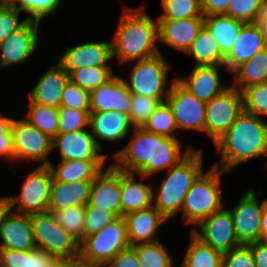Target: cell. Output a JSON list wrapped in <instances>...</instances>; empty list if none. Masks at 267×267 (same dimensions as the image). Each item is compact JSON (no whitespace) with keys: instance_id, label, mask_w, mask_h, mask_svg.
<instances>
[{"instance_id":"44dd1931","label":"cell","mask_w":267,"mask_h":267,"mask_svg":"<svg viewBox=\"0 0 267 267\" xmlns=\"http://www.w3.org/2000/svg\"><path fill=\"white\" fill-rule=\"evenodd\" d=\"M90 112L120 111L129 114L131 92L124 79L114 75L103 85L90 92Z\"/></svg>"},{"instance_id":"52a82bcc","label":"cell","mask_w":267,"mask_h":267,"mask_svg":"<svg viewBox=\"0 0 267 267\" xmlns=\"http://www.w3.org/2000/svg\"><path fill=\"white\" fill-rule=\"evenodd\" d=\"M36 248L55 257H69L79 253V242L56 220L53 212L30 214Z\"/></svg>"},{"instance_id":"60d3db41","label":"cell","mask_w":267,"mask_h":267,"mask_svg":"<svg viewBox=\"0 0 267 267\" xmlns=\"http://www.w3.org/2000/svg\"><path fill=\"white\" fill-rule=\"evenodd\" d=\"M242 93L245 112L267 116V82L249 86Z\"/></svg>"},{"instance_id":"c3c4849f","label":"cell","mask_w":267,"mask_h":267,"mask_svg":"<svg viewBox=\"0 0 267 267\" xmlns=\"http://www.w3.org/2000/svg\"><path fill=\"white\" fill-rule=\"evenodd\" d=\"M222 267H256L249 245H240L223 254Z\"/></svg>"},{"instance_id":"7402d4cb","label":"cell","mask_w":267,"mask_h":267,"mask_svg":"<svg viewBox=\"0 0 267 267\" xmlns=\"http://www.w3.org/2000/svg\"><path fill=\"white\" fill-rule=\"evenodd\" d=\"M135 128L130 115L120 111L90 112L89 129L102 149L100 141H117L127 137L129 130Z\"/></svg>"},{"instance_id":"2e32d148","label":"cell","mask_w":267,"mask_h":267,"mask_svg":"<svg viewBox=\"0 0 267 267\" xmlns=\"http://www.w3.org/2000/svg\"><path fill=\"white\" fill-rule=\"evenodd\" d=\"M39 23L28 20L0 44V67L22 63L35 53L38 47Z\"/></svg>"},{"instance_id":"d6a6232c","label":"cell","mask_w":267,"mask_h":267,"mask_svg":"<svg viewBox=\"0 0 267 267\" xmlns=\"http://www.w3.org/2000/svg\"><path fill=\"white\" fill-rule=\"evenodd\" d=\"M223 254L191 233L181 267H222Z\"/></svg>"},{"instance_id":"bcb514c9","label":"cell","mask_w":267,"mask_h":267,"mask_svg":"<svg viewBox=\"0 0 267 267\" xmlns=\"http://www.w3.org/2000/svg\"><path fill=\"white\" fill-rule=\"evenodd\" d=\"M117 218L118 216L114 212L98 207H86L84 237L101 231Z\"/></svg>"},{"instance_id":"484cf974","label":"cell","mask_w":267,"mask_h":267,"mask_svg":"<svg viewBox=\"0 0 267 267\" xmlns=\"http://www.w3.org/2000/svg\"><path fill=\"white\" fill-rule=\"evenodd\" d=\"M69 74L57 62L56 65L46 71L32 89L29 95L30 101L43 106L59 108L61 96Z\"/></svg>"},{"instance_id":"277c9868","label":"cell","mask_w":267,"mask_h":267,"mask_svg":"<svg viewBox=\"0 0 267 267\" xmlns=\"http://www.w3.org/2000/svg\"><path fill=\"white\" fill-rule=\"evenodd\" d=\"M203 150L193 148L178 164L168 170L161 181L153 206L167 219L180 213L185 195L195 180L203 173Z\"/></svg>"},{"instance_id":"cb8c5ba5","label":"cell","mask_w":267,"mask_h":267,"mask_svg":"<svg viewBox=\"0 0 267 267\" xmlns=\"http://www.w3.org/2000/svg\"><path fill=\"white\" fill-rule=\"evenodd\" d=\"M267 47L256 23H245L232 49L224 58V67L233 72L238 66L249 61L260 50Z\"/></svg>"},{"instance_id":"ee69618b","label":"cell","mask_w":267,"mask_h":267,"mask_svg":"<svg viewBox=\"0 0 267 267\" xmlns=\"http://www.w3.org/2000/svg\"><path fill=\"white\" fill-rule=\"evenodd\" d=\"M261 3L262 0H231L225 15L244 23H255Z\"/></svg>"},{"instance_id":"d6986e66","label":"cell","mask_w":267,"mask_h":267,"mask_svg":"<svg viewBox=\"0 0 267 267\" xmlns=\"http://www.w3.org/2000/svg\"><path fill=\"white\" fill-rule=\"evenodd\" d=\"M59 148L61 160H106L91 130L58 133L53 138V149Z\"/></svg>"},{"instance_id":"30bf717a","label":"cell","mask_w":267,"mask_h":267,"mask_svg":"<svg viewBox=\"0 0 267 267\" xmlns=\"http://www.w3.org/2000/svg\"><path fill=\"white\" fill-rule=\"evenodd\" d=\"M243 110V93L230 86L206 102L204 133L215 143L227 132Z\"/></svg>"},{"instance_id":"4316f807","label":"cell","mask_w":267,"mask_h":267,"mask_svg":"<svg viewBox=\"0 0 267 267\" xmlns=\"http://www.w3.org/2000/svg\"><path fill=\"white\" fill-rule=\"evenodd\" d=\"M92 181L62 182L52 179L48 211L55 212L64 208L87 205Z\"/></svg>"},{"instance_id":"603a6c76","label":"cell","mask_w":267,"mask_h":267,"mask_svg":"<svg viewBox=\"0 0 267 267\" xmlns=\"http://www.w3.org/2000/svg\"><path fill=\"white\" fill-rule=\"evenodd\" d=\"M221 65L196 66L192 69L188 78L176 77V79L194 96L204 102L220 95L229 87L221 81L219 68Z\"/></svg>"},{"instance_id":"74e56055","label":"cell","mask_w":267,"mask_h":267,"mask_svg":"<svg viewBox=\"0 0 267 267\" xmlns=\"http://www.w3.org/2000/svg\"><path fill=\"white\" fill-rule=\"evenodd\" d=\"M86 205L72 206L53 212L58 223L79 243L84 238Z\"/></svg>"},{"instance_id":"e0dca14e","label":"cell","mask_w":267,"mask_h":267,"mask_svg":"<svg viewBox=\"0 0 267 267\" xmlns=\"http://www.w3.org/2000/svg\"><path fill=\"white\" fill-rule=\"evenodd\" d=\"M0 248L28 251L36 248L29 214L6 207L0 215Z\"/></svg>"},{"instance_id":"6125c7cd","label":"cell","mask_w":267,"mask_h":267,"mask_svg":"<svg viewBox=\"0 0 267 267\" xmlns=\"http://www.w3.org/2000/svg\"><path fill=\"white\" fill-rule=\"evenodd\" d=\"M7 207V202L5 196L0 197V215L3 210Z\"/></svg>"},{"instance_id":"7bdbcfd3","label":"cell","mask_w":267,"mask_h":267,"mask_svg":"<svg viewBox=\"0 0 267 267\" xmlns=\"http://www.w3.org/2000/svg\"><path fill=\"white\" fill-rule=\"evenodd\" d=\"M161 101L157 99L131 94L129 115L135 127H142Z\"/></svg>"},{"instance_id":"f5cc1de1","label":"cell","mask_w":267,"mask_h":267,"mask_svg":"<svg viewBox=\"0 0 267 267\" xmlns=\"http://www.w3.org/2000/svg\"><path fill=\"white\" fill-rule=\"evenodd\" d=\"M98 264L83 256L80 252L69 257H56L53 267H97Z\"/></svg>"},{"instance_id":"ab89813d","label":"cell","mask_w":267,"mask_h":267,"mask_svg":"<svg viewBox=\"0 0 267 267\" xmlns=\"http://www.w3.org/2000/svg\"><path fill=\"white\" fill-rule=\"evenodd\" d=\"M20 12L28 15V20H42L44 17L55 13L61 0H11L9 2Z\"/></svg>"},{"instance_id":"816d5d0a","label":"cell","mask_w":267,"mask_h":267,"mask_svg":"<svg viewBox=\"0 0 267 267\" xmlns=\"http://www.w3.org/2000/svg\"><path fill=\"white\" fill-rule=\"evenodd\" d=\"M108 264L110 267H141L136 251L131 246L120 251Z\"/></svg>"},{"instance_id":"8d00e7d4","label":"cell","mask_w":267,"mask_h":267,"mask_svg":"<svg viewBox=\"0 0 267 267\" xmlns=\"http://www.w3.org/2000/svg\"><path fill=\"white\" fill-rule=\"evenodd\" d=\"M114 76L112 67H83L69 73V80L91 92Z\"/></svg>"},{"instance_id":"7c38bea8","label":"cell","mask_w":267,"mask_h":267,"mask_svg":"<svg viewBox=\"0 0 267 267\" xmlns=\"http://www.w3.org/2000/svg\"><path fill=\"white\" fill-rule=\"evenodd\" d=\"M166 102L171 108L179 130L204 132L206 102L194 96L176 77L171 80Z\"/></svg>"},{"instance_id":"f546056e","label":"cell","mask_w":267,"mask_h":267,"mask_svg":"<svg viewBox=\"0 0 267 267\" xmlns=\"http://www.w3.org/2000/svg\"><path fill=\"white\" fill-rule=\"evenodd\" d=\"M244 24V22L226 15L204 16V25L215 38L224 56L232 49Z\"/></svg>"},{"instance_id":"ba28073f","label":"cell","mask_w":267,"mask_h":267,"mask_svg":"<svg viewBox=\"0 0 267 267\" xmlns=\"http://www.w3.org/2000/svg\"><path fill=\"white\" fill-rule=\"evenodd\" d=\"M130 247L123 216L101 231L88 235L79 243V252L97 264H108L120 251Z\"/></svg>"},{"instance_id":"f907efd6","label":"cell","mask_w":267,"mask_h":267,"mask_svg":"<svg viewBox=\"0 0 267 267\" xmlns=\"http://www.w3.org/2000/svg\"><path fill=\"white\" fill-rule=\"evenodd\" d=\"M56 257L42 249L27 251L26 267H53Z\"/></svg>"},{"instance_id":"9f6ffc18","label":"cell","mask_w":267,"mask_h":267,"mask_svg":"<svg viewBox=\"0 0 267 267\" xmlns=\"http://www.w3.org/2000/svg\"><path fill=\"white\" fill-rule=\"evenodd\" d=\"M9 159L8 161L15 162V154L12 146V133H1L0 136V157Z\"/></svg>"},{"instance_id":"11a10c76","label":"cell","mask_w":267,"mask_h":267,"mask_svg":"<svg viewBox=\"0 0 267 267\" xmlns=\"http://www.w3.org/2000/svg\"><path fill=\"white\" fill-rule=\"evenodd\" d=\"M251 248L256 267H267V242L257 241L248 244Z\"/></svg>"},{"instance_id":"3957f363","label":"cell","mask_w":267,"mask_h":267,"mask_svg":"<svg viewBox=\"0 0 267 267\" xmlns=\"http://www.w3.org/2000/svg\"><path fill=\"white\" fill-rule=\"evenodd\" d=\"M112 41V57L119 62L144 60L158 55V19L143 8L125 7Z\"/></svg>"},{"instance_id":"b9f144b4","label":"cell","mask_w":267,"mask_h":267,"mask_svg":"<svg viewBox=\"0 0 267 267\" xmlns=\"http://www.w3.org/2000/svg\"><path fill=\"white\" fill-rule=\"evenodd\" d=\"M90 110L59 107L58 133H67L89 128Z\"/></svg>"},{"instance_id":"e575fe53","label":"cell","mask_w":267,"mask_h":267,"mask_svg":"<svg viewBox=\"0 0 267 267\" xmlns=\"http://www.w3.org/2000/svg\"><path fill=\"white\" fill-rule=\"evenodd\" d=\"M131 247L136 251L141 267H173V259L160 241L139 243Z\"/></svg>"},{"instance_id":"ffe728a7","label":"cell","mask_w":267,"mask_h":267,"mask_svg":"<svg viewBox=\"0 0 267 267\" xmlns=\"http://www.w3.org/2000/svg\"><path fill=\"white\" fill-rule=\"evenodd\" d=\"M204 25V16L182 19H158L159 41L186 53Z\"/></svg>"},{"instance_id":"4fadbf2b","label":"cell","mask_w":267,"mask_h":267,"mask_svg":"<svg viewBox=\"0 0 267 267\" xmlns=\"http://www.w3.org/2000/svg\"><path fill=\"white\" fill-rule=\"evenodd\" d=\"M192 233L214 250L224 254L242 245L236 236L232 215L227 208H222L203 219Z\"/></svg>"},{"instance_id":"f6af8a7d","label":"cell","mask_w":267,"mask_h":267,"mask_svg":"<svg viewBox=\"0 0 267 267\" xmlns=\"http://www.w3.org/2000/svg\"><path fill=\"white\" fill-rule=\"evenodd\" d=\"M90 92L70 80L61 96L60 107L76 110H90Z\"/></svg>"},{"instance_id":"8fae6325","label":"cell","mask_w":267,"mask_h":267,"mask_svg":"<svg viewBox=\"0 0 267 267\" xmlns=\"http://www.w3.org/2000/svg\"><path fill=\"white\" fill-rule=\"evenodd\" d=\"M12 146L15 154V161L22 159L32 161H43L39 166H49L48 159L53 151V139L32 126L24 118L12 122Z\"/></svg>"},{"instance_id":"f1b7e54d","label":"cell","mask_w":267,"mask_h":267,"mask_svg":"<svg viewBox=\"0 0 267 267\" xmlns=\"http://www.w3.org/2000/svg\"><path fill=\"white\" fill-rule=\"evenodd\" d=\"M106 160H61L57 168L49 164L52 176L57 181H93L104 169Z\"/></svg>"},{"instance_id":"f35d334b","label":"cell","mask_w":267,"mask_h":267,"mask_svg":"<svg viewBox=\"0 0 267 267\" xmlns=\"http://www.w3.org/2000/svg\"><path fill=\"white\" fill-rule=\"evenodd\" d=\"M163 14L157 19H182L204 16L201 0H161Z\"/></svg>"},{"instance_id":"1f68e13d","label":"cell","mask_w":267,"mask_h":267,"mask_svg":"<svg viewBox=\"0 0 267 267\" xmlns=\"http://www.w3.org/2000/svg\"><path fill=\"white\" fill-rule=\"evenodd\" d=\"M196 60V66L221 65L224 67L225 56L208 28L203 25L191 47L186 52Z\"/></svg>"},{"instance_id":"db71d44e","label":"cell","mask_w":267,"mask_h":267,"mask_svg":"<svg viewBox=\"0 0 267 267\" xmlns=\"http://www.w3.org/2000/svg\"><path fill=\"white\" fill-rule=\"evenodd\" d=\"M231 0H201L204 16L225 15Z\"/></svg>"},{"instance_id":"681fc988","label":"cell","mask_w":267,"mask_h":267,"mask_svg":"<svg viewBox=\"0 0 267 267\" xmlns=\"http://www.w3.org/2000/svg\"><path fill=\"white\" fill-rule=\"evenodd\" d=\"M27 251L0 248L1 267H26Z\"/></svg>"},{"instance_id":"6f0895ef","label":"cell","mask_w":267,"mask_h":267,"mask_svg":"<svg viewBox=\"0 0 267 267\" xmlns=\"http://www.w3.org/2000/svg\"><path fill=\"white\" fill-rule=\"evenodd\" d=\"M259 241L267 242V199L264 200L260 221Z\"/></svg>"},{"instance_id":"5bb4252c","label":"cell","mask_w":267,"mask_h":267,"mask_svg":"<svg viewBox=\"0 0 267 267\" xmlns=\"http://www.w3.org/2000/svg\"><path fill=\"white\" fill-rule=\"evenodd\" d=\"M257 199L254 190H248L235 207L229 209L238 241L244 245L259 241L264 201L260 204Z\"/></svg>"},{"instance_id":"6da1fadb","label":"cell","mask_w":267,"mask_h":267,"mask_svg":"<svg viewBox=\"0 0 267 267\" xmlns=\"http://www.w3.org/2000/svg\"><path fill=\"white\" fill-rule=\"evenodd\" d=\"M181 146L178 138L157 135L142 127H135L127 146L113 155L117 160L113 165L121 171L136 173L143 180L161 170H169L193 149L189 146L181 154Z\"/></svg>"},{"instance_id":"91938a15","label":"cell","mask_w":267,"mask_h":267,"mask_svg":"<svg viewBox=\"0 0 267 267\" xmlns=\"http://www.w3.org/2000/svg\"><path fill=\"white\" fill-rule=\"evenodd\" d=\"M255 23L258 25L267 44V16H258Z\"/></svg>"},{"instance_id":"5b68a950","label":"cell","mask_w":267,"mask_h":267,"mask_svg":"<svg viewBox=\"0 0 267 267\" xmlns=\"http://www.w3.org/2000/svg\"><path fill=\"white\" fill-rule=\"evenodd\" d=\"M226 172L212 166L202 173L185 195L181 209L185 224L198 225L203 219L222 209L221 175Z\"/></svg>"},{"instance_id":"be15d7a7","label":"cell","mask_w":267,"mask_h":267,"mask_svg":"<svg viewBox=\"0 0 267 267\" xmlns=\"http://www.w3.org/2000/svg\"><path fill=\"white\" fill-rule=\"evenodd\" d=\"M97 267H110V265L109 264H98Z\"/></svg>"},{"instance_id":"680465c9","label":"cell","mask_w":267,"mask_h":267,"mask_svg":"<svg viewBox=\"0 0 267 267\" xmlns=\"http://www.w3.org/2000/svg\"><path fill=\"white\" fill-rule=\"evenodd\" d=\"M13 121V118L0 115V136L1 133H11V125Z\"/></svg>"},{"instance_id":"d590c367","label":"cell","mask_w":267,"mask_h":267,"mask_svg":"<svg viewBox=\"0 0 267 267\" xmlns=\"http://www.w3.org/2000/svg\"><path fill=\"white\" fill-rule=\"evenodd\" d=\"M142 128L147 132L171 138H177L174 131L179 130L171 108L166 101L158 105Z\"/></svg>"},{"instance_id":"e7e4bbea","label":"cell","mask_w":267,"mask_h":267,"mask_svg":"<svg viewBox=\"0 0 267 267\" xmlns=\"http://www.w3.org/2000/svg\"><path fill=\"white\" fill-rule=\"evenodd\" d=\"M5 2L3 0H0V5H3Z\"/></svg>"},{"instance_id":"7a4b0ae2","label":"cell","mask_w":267,"mask_h":267,"mask_svg":"<svg viewBox=\"0 0 267 267\" xmlns=\"http://www.w3.org/2000/svg\"><path fill=\"white\" fill-rule=\"evenodd\" d=\"M214 144L221 158L220 164L213 166L227 173L251 158L267 156V124L261 117L243 110Z\"/></svg>"},{"instance_id":"8992f818","label":"cell","mask_w":267,"mask_h":267,"mask_svg":"<svg viewBox=\"0 0 267 267\" xmlns=\"http://www.w3.org/2000/svg\"><path fill=\"white\" fill-rule=\"evenodd\" d=\"M170 64L159 53L151 58L137 60L124 80L131 94H138L165 102L170 91L167 86V74Z\"/></svg>"},{"instance_id":"d4e9b609","label":"cell","mask_w":267,"mask_h":267,"mask_svg":"<svg viewBox=\"0 0 267 267\" xmlns=\"http://www.w3.org/2000/svg\"><path fill=\"white\" fill-rule=\"evenodd\" d=\"M123 218L130 246L159 241L154 237L158 227L168 221L154 206L128 213Z\"/></svg>"},{"instance_id":"94428289","label":"cell","mask_w":267,"mask_h":267,"mask_svg":"<svg viewBox=\"0 0 267 267\" xmlns=\"http://www.w3.org/2000/svg\"><path fill=\"white\" fill-rule=\"evenodd\" d=\"M259 16H267V0H262Z\"/></svg>"},{"instance_id":"83f0119b","label":"cell","mask_w":267,"mask_h":267,"mask_svg":"<svg viewBox=\"0 0 267 267\" xmlns=\"http://www.w3.org/2000/svg\"><path fill=\"white\" fill-rule=\"evenodd\" d=\"M135 173L121 171L122 216L153 206V186L136 181Z\"/></svg>"},{"instance_id":"836d02e7","label":"cell","mask_w":267,"mask_h":267,"mask_svg":"<svg viewBox=\"0 0 267 267\" xmlns=\"http://www.w3.org/2000/svg\"><path fill=\"white\" fill-rule=\"evenodd\" d=\"M25 120L52 139L58 134L59 108L43 106L30 101Z\"/></svg>"},{"instance_id":"9c48e42d","label":"cell","mask_w":267,"mask_h":267,"mask_svg":"<svg viewBox=\"0 0 267 267\" xmlns=\"http://www.w3.org/2000/svg\"><path fill=\"white\" fill-rule=\"evenodd\" d=\"M52 179L48 166H38L27 175L18 196H5L7 207L10 210L16 208V213L29 215L48 211Z\"/></svg>"},{"instance_id":"ac0fdd59","label":"cell","mask_w":267,"mask_h":267,"mask_svg":"<svg viewBox=\"0 0 267 267\" xmlns=\"http://www.w3.org/2000/svg\"><path fill=\"white\" fill-rule=\"evenodd\" d=\"M112 42H86L69 47L58 59V63L69 74L83 67H111Z\"/></svg>"},{"instance_id":"4dcf8cb0","label":"cell","mask_w":267,"mask_h":267,"mask_svg":"<svg viewBox=\"0 0 267 267\" xmlns=\"http://www.w3.org/2000/svg\"><path fill=\"white\" fill-rule=\"evenodd\" d=\"M232 73L234 75L232 87L241 92L249 86L267 82V47L238 66Z\"/></svg>"},{"instance_id":"9a60e30c","label":"cell","mask_w":267,"mask_h":267,"mask_svg":"<svg viewBox=\"0 0 267 267\" xmlns=\"http://www.w3.org/2000/svg\"><path fill=\"white\" fill-rule=\"evenodd\" d=\"M86 207H98L122 216L121 170L110 164L95 177Z\"/></svg>"},{"instance_id":"7dc6e473","label":"cell","mask_w":267,"mask_h":267,"mask_svg":"<svg viewBox=\"0 0 267 267\" xmlns=\"http://www.w3.org/2000/svg\"><path fill=\"white\" fill-rule=\"evenodd\" d=\"M20 13L8 2L0 6V44L28 21L27 17L19 21Z\"/></svg>"}]
</instances>
